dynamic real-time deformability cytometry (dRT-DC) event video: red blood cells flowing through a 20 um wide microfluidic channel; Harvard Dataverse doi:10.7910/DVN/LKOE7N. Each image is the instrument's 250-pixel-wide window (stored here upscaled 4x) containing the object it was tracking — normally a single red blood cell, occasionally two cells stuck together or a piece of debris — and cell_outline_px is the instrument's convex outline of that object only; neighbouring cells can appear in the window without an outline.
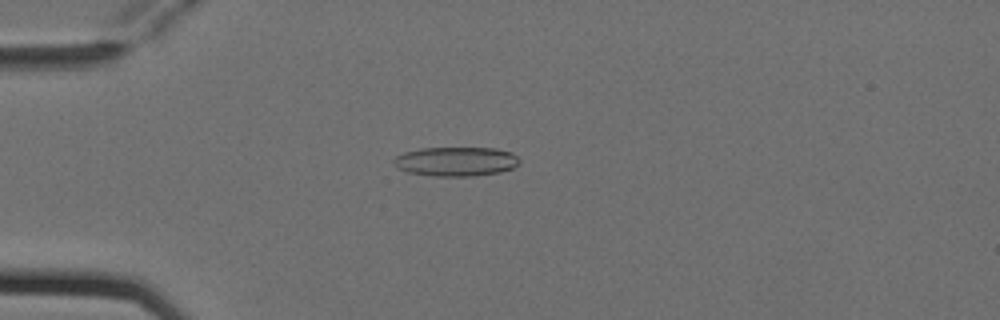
{"species": "Egyptian fruit bat (a non-hibernating species)", "species_latin": "Rousettus aegyptiacus", "temperature_condition": "cold", "stored_images_in_passage": 4, "camera_frame_rate_fps": 3000, "um_per_image_px": 0.085, "animal": {"sex": "female"}, "frame": {"image": 1, "passage_image": 2, "time_ms": 0.333, "image_size_px": [1000, 320], "cell_outline_px": [[520, 164], [512, 168], [500, 172], [476, 176], [436, 176], [408, 172], [396, 168], [392, 160], [396, 156], [404, 152], [420, 148], [496, 148], [512, 152], [520, 160]], "centroid_in_image_um": [38.76, 13.72], "position_along_channel_um": 46.2, "area_um2": 21.62}}
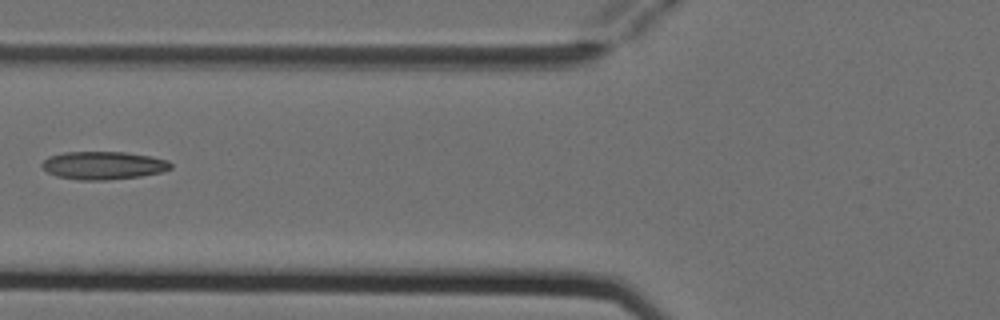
{"frame": {"image": 2, "passage_image": 4, "time_ms": 1.0, "image_size_px": [1000, 320], "cell_outline_px": [[172, 168], [160, 172], [140, 176], [108, 180], [80, 180], [56, 176], [48, 172], [40, 164], [48, 156], [64, 152], [124, 152], [148, 156], [168, 160], [172, 164]], "centroid_in_image_um": [8.76, 14.06], "position_along_channel_um": 117.0, "area_um2": 20.92}}